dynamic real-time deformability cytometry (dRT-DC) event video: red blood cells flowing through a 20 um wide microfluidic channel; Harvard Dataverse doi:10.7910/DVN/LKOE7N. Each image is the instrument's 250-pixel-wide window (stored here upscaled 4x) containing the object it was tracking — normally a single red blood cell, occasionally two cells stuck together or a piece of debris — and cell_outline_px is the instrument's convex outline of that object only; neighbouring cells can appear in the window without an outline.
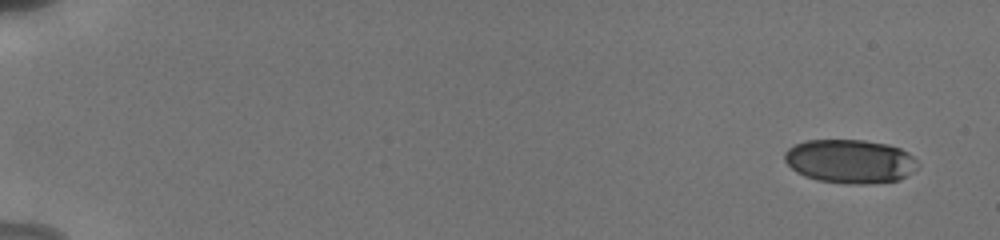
{"species": "human", "species_latin": "Homo sapiens", "temperature_condition": "cold", "stored_images_in_passage": 17, "camera_frame_rate_fps": 3000, "um_per_image_px": 0.085, "donor": {"sex": "male"}, "frame": {"image": 1, "passage_image": 1, "time_ms": 0.0, "image_size_px": [1000, 240], "cell_outline_px": [[920, 164], [912, 172], [900, 180], [868, 184], [848, 184], [816, 180], [804, 176], [796, 172], [784, 160], [784, 152], [788, 148], [804, 140], [864, 140], [888, 144], [900, 148], [908, 152]], "centroid_in_image_um": [72.25, 13.71], "position_along_channel_um": 12.7, "area_um2": 34.28}}
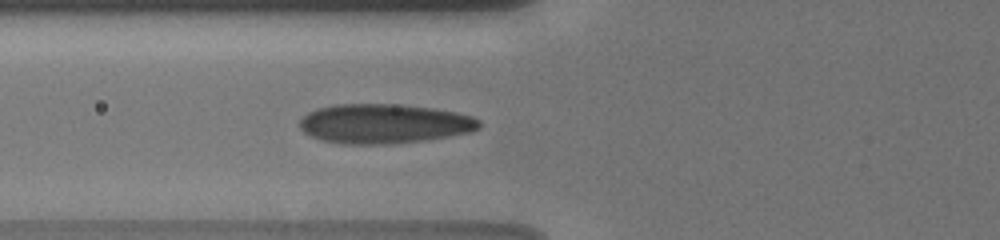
{"frame": {"image": 2, "passage_image": 7, "time_ms": 6.667, "image_size_px": [1000, 240], "cell_outline_px": [[480, 128], [472, 132], [424, 140], [388, 144], [344, 144], [320, 140], [304, 132], [300, 128], [300, 120], [308, 112], [316, 108], [336, 104], [392, 104], [432, 108], [456, 112], [472, 116], [480, 120]], "centroid_in_image_um": [32.64, 10.51], "position_along_channel_um": 93.2, "area_um2": 41.33}}
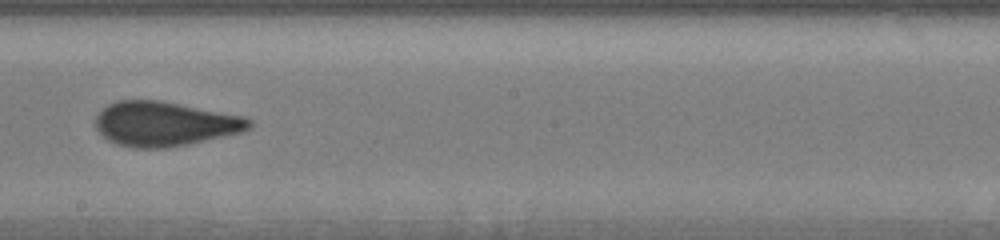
{"frame": {"image": 3, "passage_image": 15, "time_ms": 10.333, "image_size_px": [1000, 240], "cell_outline_px": [[252, 128], [240, 132], [188, 144], [164, 148], [132, 148], [116, 144], [108, 140], [96, 128], [96, 112], [108, 104], [116, 100], [160, 100], [244, 116], [252, 120]], "centroid_in_image_um": [13.97, 10.52], "position_along_channel_um": 234.2, "area_um2": 39.94}}